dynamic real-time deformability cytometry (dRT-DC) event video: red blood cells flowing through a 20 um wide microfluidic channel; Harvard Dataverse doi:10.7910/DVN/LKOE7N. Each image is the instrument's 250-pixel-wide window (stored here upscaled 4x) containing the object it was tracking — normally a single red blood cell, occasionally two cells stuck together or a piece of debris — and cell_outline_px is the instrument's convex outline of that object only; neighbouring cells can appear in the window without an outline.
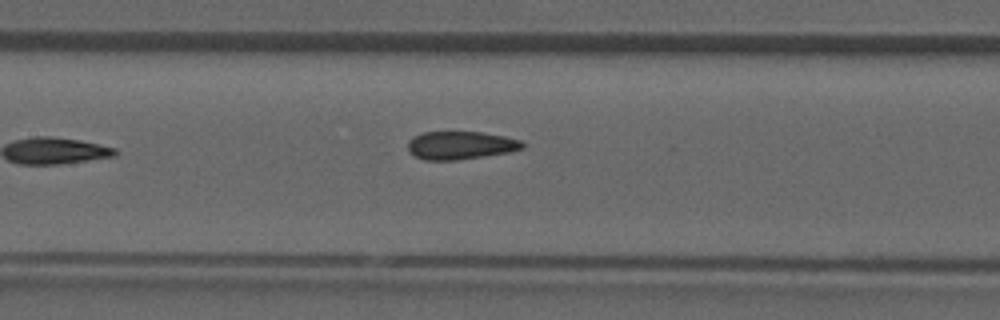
{"species": "common noctule bat (a hibernating species)", "species_latin": "Nyctalus noctula", "temperature_condition": "room temperature", "stored_images_in_passage": 6, "camera_frame_rate_fps": 3000, "um_per_image_px": 0.085, "animal": {"sex": "male", "forearm_length_mm": 52.5}, "frame": {"image": 1, "passage_image": 6, "time_ms": 6.667, "image_size_px": [1000, 320], "cell_outline_px": [[524, 148], [508, 152], [456, 160], [424, 160], [416, 156], [408, 148], [408, 140], [412, 136], [424, 132], [480, 132], [504, 136], [520, 140], [524, 144]], "centroid_in_image_um": [39.13, 12.34], "position_along_channel_um": 168.3, "area_um2": 18.55}}